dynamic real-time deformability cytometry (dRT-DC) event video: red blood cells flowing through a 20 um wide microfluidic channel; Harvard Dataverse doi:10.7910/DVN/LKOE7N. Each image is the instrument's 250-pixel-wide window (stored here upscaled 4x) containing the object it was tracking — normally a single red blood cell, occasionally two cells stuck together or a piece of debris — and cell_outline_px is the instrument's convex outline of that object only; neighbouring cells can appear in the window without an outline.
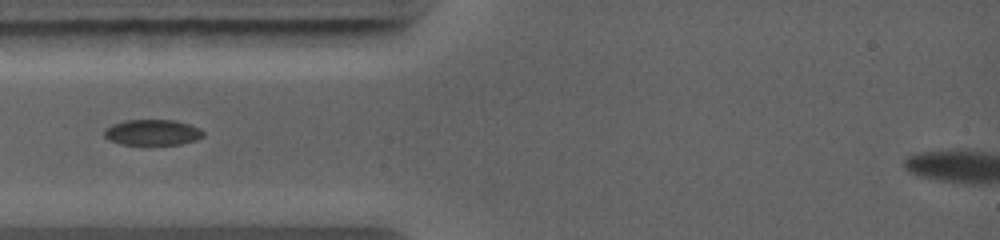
{"species": "common noctule bat (a hibernating species)", "species_latin": "Nyctalus noctula", "temperature_condition": "warm", "stored_images_in_passage": 6, "camera_frame_rate_fps": 5000, "um_per_image_px": 0.085, "animal": {"sex": "female", "body_mass_g": 19.0, "forearm_length_mm": 56.7}, "frame": {"image": 1, "passage_image": 1, "time_ms": 0.0, "image_size_px": [1000, 240], "cell_outline_px": [[204, 136], [196, 140], [180, 144], [120, 144], [108, 140], [104, 136], [104, 128], [112, 124], [124, 120], [176, 120], [200, 128], [204, 132]], "centroid_in_image_um": [12.94, 11.25], "position_along_channel_um": 72.1, "area_um2": 14.91}}
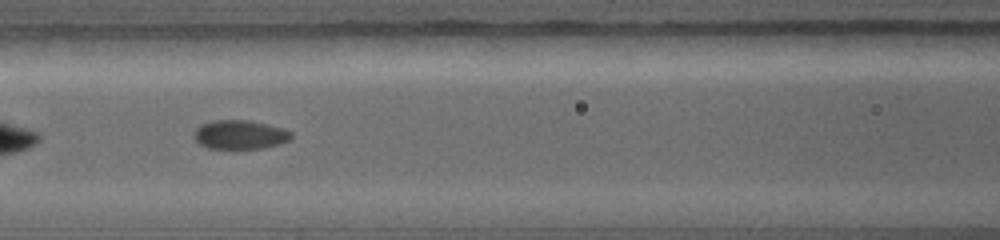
{"frame": {"image": 2, "passage_image": 3, "time_ms": 1.6, "image_size_px": [1000, 240], "cell_outline_px": [[292, 136], [288, 140], [280, 144], [264, 148], [208, 148], [200, 144], [192, 136], [196, 128], [200, 124], [212, 120], [248, 120], [268, 124], [292, 132]], "centroid_in_image_um": [20.36, 11.43], "position_along_channel_um": 146.2, "area_um2": 16.42}}
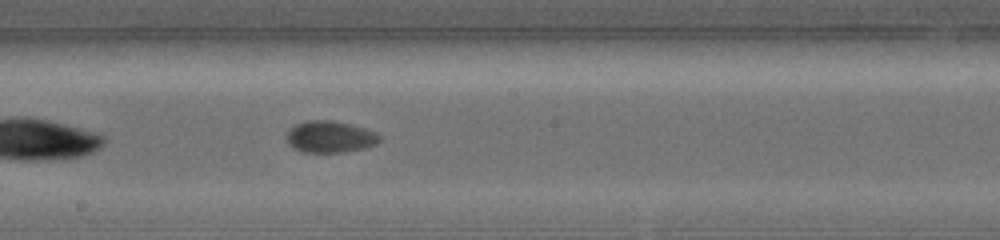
{"frame": {"image": 3, "passage_image": 5, "time_ms": 3.2, "image_size_px": [1000, 240], "cell_outline_px": [[380, 140], [376, 144], [364, 148], [344, 152], [300, 152], [292, 148], [288, 144], [288, 132], [296, 124], [304, 120], [332, 120], [352, 124], [376, 132], [380, 136]], "centroid_in_image_um": [28.05, 11.62], "position_along_channel_um": 220.1, "area_um2": 17.22}}